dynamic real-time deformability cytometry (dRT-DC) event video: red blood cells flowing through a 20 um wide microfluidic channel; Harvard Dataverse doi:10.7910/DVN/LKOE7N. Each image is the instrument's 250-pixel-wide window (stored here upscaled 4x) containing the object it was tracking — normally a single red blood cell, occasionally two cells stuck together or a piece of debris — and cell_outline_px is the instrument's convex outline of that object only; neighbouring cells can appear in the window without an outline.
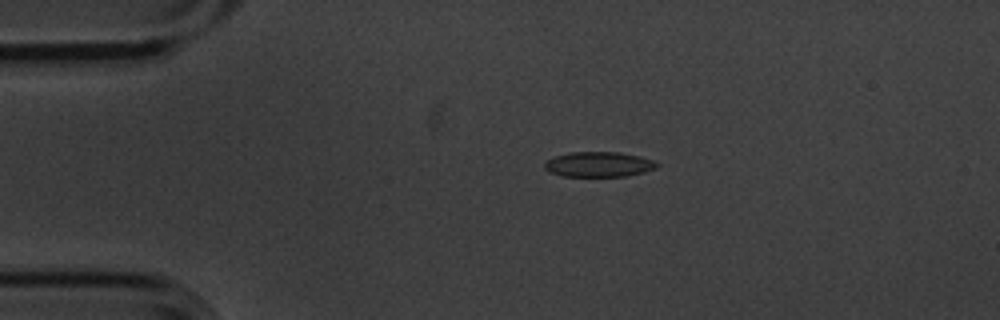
{"species": "common noctule bat (a hibernating species)", "species_latin": "Nyctalus noctula", "temperature_condition": "cold", "stored_images_in_passage": 4, "camera_frame_rate_fps": 3000, "um_per_image_px": 0.085, "animal": {"sex": "male", "body_mass_g": 20.1, "forearm_length_mm": 53.5}, "frame": {"image": 1, "passage_image": 3, "time_ms": 0.667, "image_size_px": [1000, 320], "cell_outline_px": [[660, 164], [656, 168], [644, 172], [624, 176], [560, 176], [544, 168], [544, 164], [548, 160], [556, 156], [568, 152], [620, 152], [640, 156], [652, 160]], "centroid_in_image_um": [50.91, 13.96], "position_along_channel_um": 34.1, "area_um2": 16.36}}